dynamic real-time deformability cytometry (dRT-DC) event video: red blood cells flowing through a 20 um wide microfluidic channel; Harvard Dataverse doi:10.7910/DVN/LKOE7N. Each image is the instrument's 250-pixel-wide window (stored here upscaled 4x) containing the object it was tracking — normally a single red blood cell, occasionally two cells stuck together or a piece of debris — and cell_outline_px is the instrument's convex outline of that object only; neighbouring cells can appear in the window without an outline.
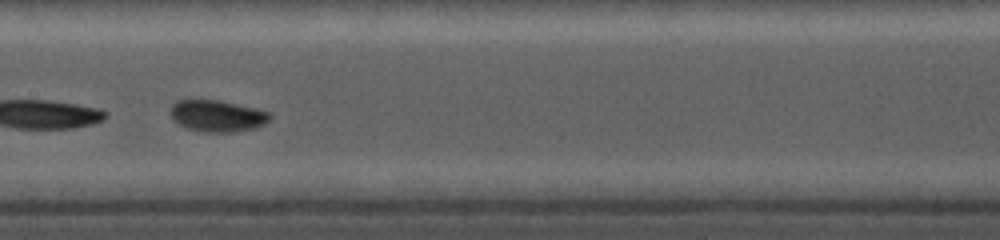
{"species": "common noctule bat (a hibernating species)", "species_latin": "Nyctalus noctula", "temperature_condition": "cold", "stored_images_in_passage": 22, "camera_frame_rate_fps": 5000, "um_per_image_px": 0.085, "animal": {"sex": "female", "body_mass_g": 19.0, "forearm_length_mm": 56.7}, "frame": {"image": 1, "passage_image": 7, "time_ms": 3.0, "image_size_px": [1000, 240], "cell_outline_px": [[272, 116], [264, 124], [256, 128], [232, 132], [204, 132], [188, 128], [172, 120], [172, 104], [176, 100], [216, 100], [256, 108], [268, 112]], "centroid_in_image_um": [18.48, 9.85], "position_along_channel_um": 188.9, "area_um2": 18.09}}